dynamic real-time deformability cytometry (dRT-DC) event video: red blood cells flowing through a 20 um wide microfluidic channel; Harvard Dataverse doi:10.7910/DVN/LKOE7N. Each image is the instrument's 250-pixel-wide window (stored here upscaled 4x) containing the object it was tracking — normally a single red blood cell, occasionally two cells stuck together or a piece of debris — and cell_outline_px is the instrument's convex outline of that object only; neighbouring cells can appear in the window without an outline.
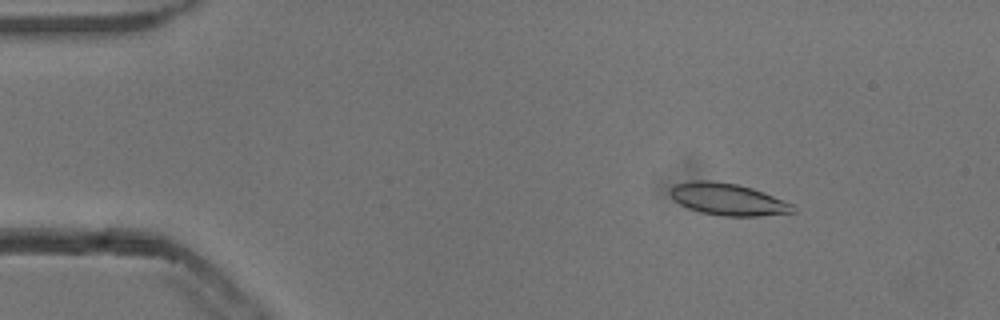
{"species": "common noctule bat (a hibernating species)", "species_latin": "Nyctalus noctula", "temperature_condition": "cold", "stored_images_in_passage": 54, "camera_frame_rate_fps": 3000, "um_per_image_px": 0.085, "animal": {"sex": "male", "body_mass_g": 13.3}, "frame": {"image": 1, "passage_image": 8, "time_ms": 2.333, "image_size_px": [1000, 320], "cell_outline_px": [[796, 212], [760, 216], [724, 216], [700, 212], [688, 208], [680, 204], [672, 196], [672, 188], [676, 184], [692, 180], [712, 180], [736, 184], [752, 188], [764, 192], [792, 204]], "centroid_in_image_um": [61.9, 16.94], "position_along_channel_um": 23.1, "area_um2": 22.6}}
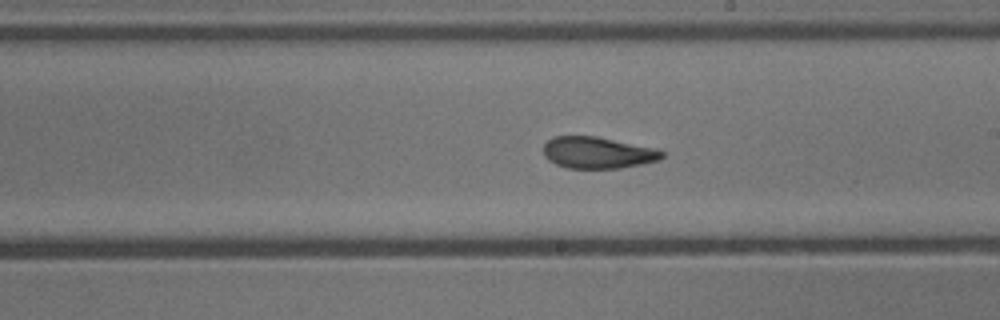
{"frame": {"image": 2, "passage_image": 31, "time_ms": 10.0, "image_size_px": [1000, 320], "cell_outline_px": [[664, 156], [660, 160], [620, 168], [568, 168], [556, 164], [548, 160], [544, 156], [544, 144], [552, 136], [596, 136], [656, 148], [664, 152]], "centroid_in_image_um": [50.8, 12.97], "position_along_channel_um": 238.2, "area_um2": 21.85}}
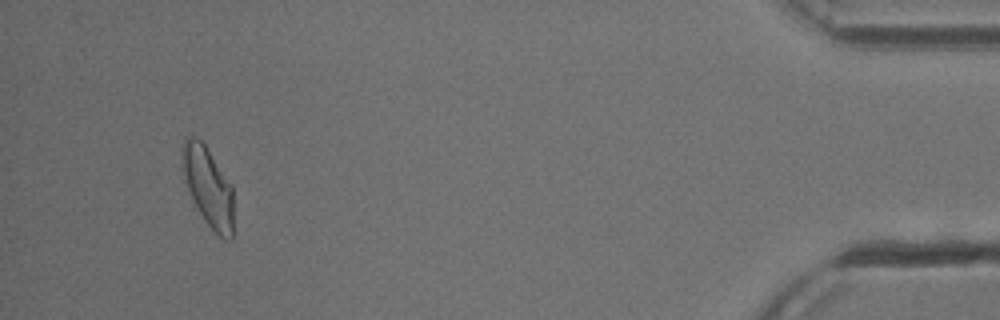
{"frame": {"image": 3, "passage_image": 51, "time_ms": 16.667, "image_size_px": [1000, 320], "cell_outline_px": [[232, 240], [224, 240], [204, 220], [196, 208], [192, 200], [184, 176], [180, 156], [180, 148], [184, 140], [188, 136], [196, 136], [204, 144], [232, 184]], "centroid_in_image_um": [17.66, 15.84], "position_along_channel_um": 417.5, "area_um2": 23.76}, "authors_computed_cell_mechanics": {"area_um2": 22.5998, "velocity_mm_per_s": 3.8201, "shape_relaxation_time_tau1_ms": 5.4172, "shape_relaxation_time_tau2_ms": 1.3284, "deformation_change_tau1": 0.154, "deformation_change_tau2": 0.0628}}